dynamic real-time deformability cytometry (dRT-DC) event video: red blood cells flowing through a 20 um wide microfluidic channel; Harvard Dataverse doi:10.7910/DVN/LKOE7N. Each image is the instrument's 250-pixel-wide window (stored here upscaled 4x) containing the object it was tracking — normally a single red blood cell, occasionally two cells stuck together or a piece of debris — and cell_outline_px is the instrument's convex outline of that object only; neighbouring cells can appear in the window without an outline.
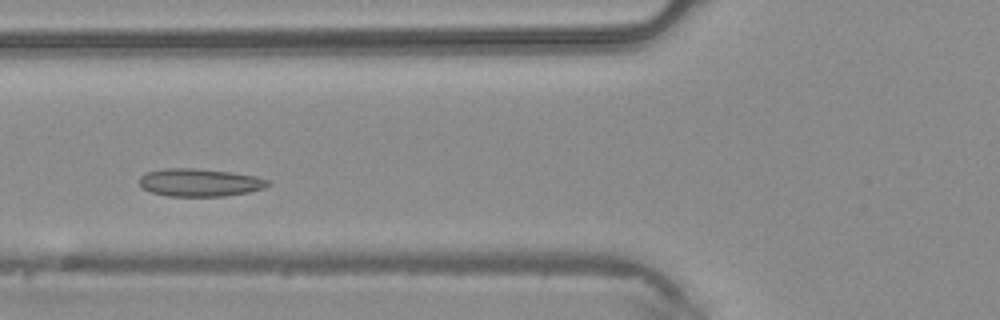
{"species": "common noctule bat (a hibernating species)", "species_latin": "Nyctalus noctula", "temperature_condition": "warm", "stored_images_in_passage": 2, "camera_frame_rate_fps": 3000, "um_per_image_px": 0.085, "animal": {"sex": "male", "body_mass_g": 20.4}, "frame": {"image": 1, "passage_image": 2, "time_ms": 0.333, "image_size_px": [1000, 320], "cell_outline_px": [[272, 184], [264, 188], [248, 192], [224, 196], [168, 196], [148, 192], [140, 188], [140, 176], [144, 172], [164, 168], [196, 168], [232, 172], [256, 176], [268, 180]], "centroid_in_image_um": [16.94, 15.51], "position_along_channel_um": 108.9, "area_um2": 21.15}}